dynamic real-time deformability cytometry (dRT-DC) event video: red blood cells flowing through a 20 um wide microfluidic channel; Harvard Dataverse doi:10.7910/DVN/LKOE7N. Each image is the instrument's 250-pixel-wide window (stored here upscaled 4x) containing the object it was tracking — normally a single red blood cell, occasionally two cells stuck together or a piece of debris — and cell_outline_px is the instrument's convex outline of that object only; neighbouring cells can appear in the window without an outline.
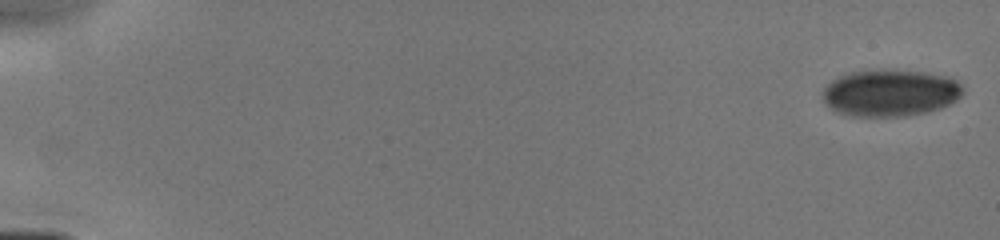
{"species": "human", "species_latin": "Homo sapiens", "temperature_condition": "cold", "stored_images_in_passage": 50, "camera_frame_rate_fps": 3000, "um_per_image_px": 0.085, "donor": {"sex": "male"}, "frame": {"image": 1, "passage_image": 1, "time_ms": 0.0, "image_size_px": [1000, 240], "cell_outline_px": [[964, 92], [956, 100], [940, 108], [928, 112], [908, 116], [852, 116], [836, 112], [824, 104], [824, 88], [832, 80], [840, 76], [852, 72], [884, 68], [924, 72], [948, 76], [956, 80], [964, 88]], "centroid_in_image_um": [75.68, 7.89], "position_along_channel_um": 9.3, "area_um2": 38.67}}
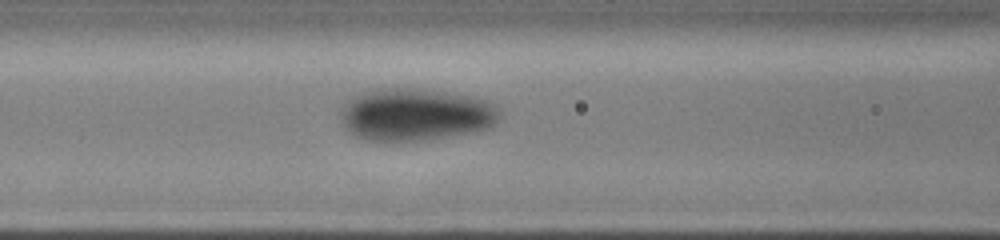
{"frame": {"image": 2, "passage_image": 20, "time_ms": 7.0, "image_size_px": [1000, 240], "cell_outline_px": [[500, 116], [488, 128], [444, 136], [416, 140], [368, 140], [356, 136], [348, 132], [344, 128], [340, 116], [340, 108], [348, 100], [360, 92], [384, 88], [416, 88], [472, 96], [484, 100], [500, 108]], "centroid_in_image_um": [35.25, 9.71], "position_along_channel_um": 131.4, "area_um2": 47.97}}
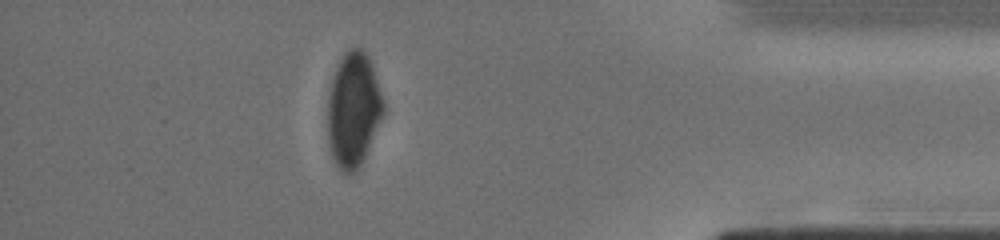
{"frame": {"image": 3, "passage_image": 43, "time_ms": 14.0, "image_size_px": [1000, 240], "cell_outline_px": [[384, 112], [364, 156], [356, 172], [344, 172], [336, 164], [332, 156], [328, 144], [328, 96], [332, 80], [336, 68], [344, 52], [348, 48], [360, 48], [368, 56], [384, 100]], "centroid_in_image_um": [30.02, 9.3], "position_along_channel_um": 405.2, "area_um2": 36.65}}